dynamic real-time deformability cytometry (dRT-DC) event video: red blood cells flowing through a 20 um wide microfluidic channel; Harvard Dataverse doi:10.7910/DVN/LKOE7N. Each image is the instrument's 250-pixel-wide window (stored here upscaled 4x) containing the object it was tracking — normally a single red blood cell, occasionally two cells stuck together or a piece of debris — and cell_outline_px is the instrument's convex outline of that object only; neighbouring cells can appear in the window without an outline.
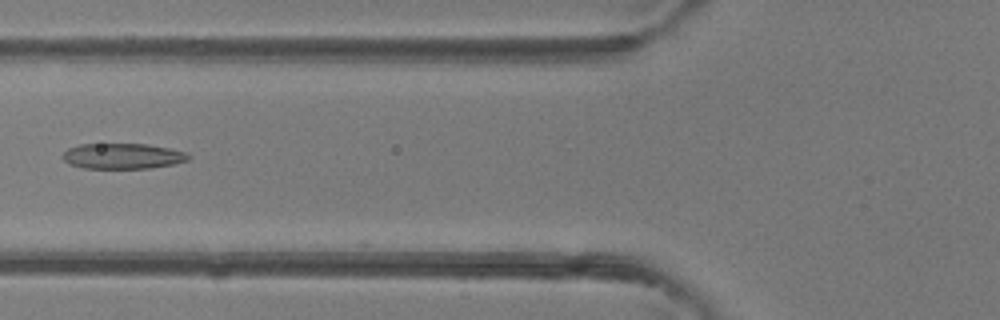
{"species": "common noctule bat (a hibernating species)", "species_latin": "Nyctalus noctula", "temperature_condition": "room temperature", "stored_images_in_passage": 5, "camera_frame_rate_fps": 3000, "um_per_image_px": 0.085, "animal": {"sex": "female"}, "frame": {"image": 1, "passage_image": 5, "time_ms": 4.333, "image_size_px": [1000, 320], "cell_outline_px": [[192, 156], [188, 160], [172, 164], [152, 168], [84, 168], [68, 164], [64, 160], [64, 152], [68, 148], [80, 144], [144, 144], [168, 148], [188, 152]], "centroid_in_image_um": [10.45, 13.27], "position_along_channel_um": 115.4, "area_um2": 18.67}}